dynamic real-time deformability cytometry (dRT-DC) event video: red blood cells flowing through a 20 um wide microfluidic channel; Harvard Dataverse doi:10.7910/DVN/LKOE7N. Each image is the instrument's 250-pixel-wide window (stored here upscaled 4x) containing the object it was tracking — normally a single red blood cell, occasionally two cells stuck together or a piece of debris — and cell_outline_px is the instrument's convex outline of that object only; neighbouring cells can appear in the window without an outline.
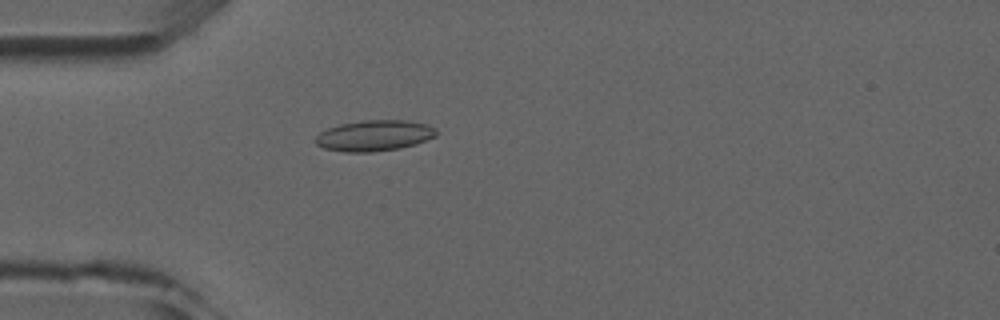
{"species": "common noctule bat (a hibernating species)", "species_latin": "Nyctalus noctula", "temperature_condition": "room temperature", "stored_images_in_passage": 4, "camera_frame_rate_fps": 3000, "um_per_image_px": 0.085, "animal": {"sex": "male", "forearm_length_mm": 52.5}, "frame": {"image": 1, "passage_image": 4, "time_ms": 3.333, "image_size_px": [1000, 320], "cell_outline_px": [[436, 136], [416, 144], [400, 148], [372, 152], [344, 152], [324, 148], [316, 144], [316, 136], [320, 132], [328, 128], [340, 124], [364, 120], [404, 120], [428, 124], [436, 128]], "centroid_in_image_um": [31.83, 11.52], "position_along_channel_um": 53.2, "area_um2": 21.73}}